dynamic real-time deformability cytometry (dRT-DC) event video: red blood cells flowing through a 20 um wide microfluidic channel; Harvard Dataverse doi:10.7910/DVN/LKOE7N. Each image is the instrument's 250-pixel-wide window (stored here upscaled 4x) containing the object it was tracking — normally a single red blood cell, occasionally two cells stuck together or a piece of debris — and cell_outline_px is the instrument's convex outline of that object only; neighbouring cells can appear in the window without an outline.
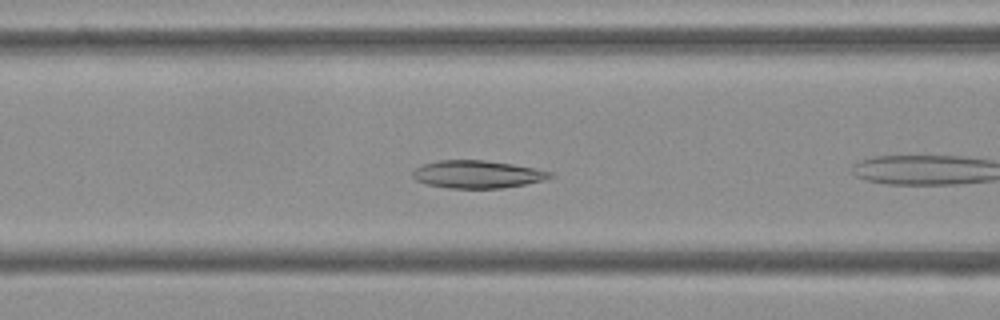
{"species": "Egyptian fruit bat (a non-hibernating species)", "species_latin": "Rousettus aegyptiacus", "temperature_condition": "cold", "stored_images_in_passage": 39, "camera_frame_rate_fps": 3000, "um_per_image_px": 0.085, "frame": {"image": 1, "passage_image": 6, "time_ms": 1.667, "image_size_px": [1000, 320], "cell_outline_px": [[556, 176], [544, 180], [524, 184], [500, 188], [448, 188], [428, 184], [416, 180], [412, 176], [412, 172], [416, 168], [424, 164], [440, 160], [484, 160], [512, 164], [552, 172]], "centroid_in_image_um": [40.58, 14.81], "position_along_channel_um": 126.0, "area_um2": 21.96}}
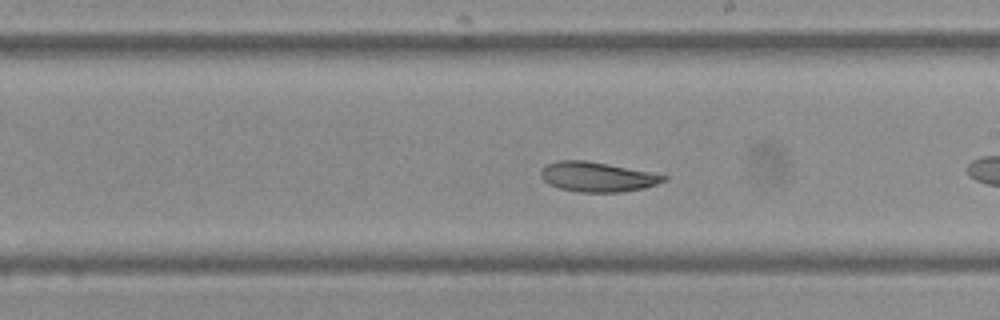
{"frame": {"image": 2, "passage_image": 15, "time_ms": 4.667, "image_size_px": [1000, 320], "cell_outline_px": [[668, 180], [644, 188], [620, 192], [580, 192], [560, 188], [548, 184], [540, 176], [540, 172], [548, 164], [560, 160], [584, 160], [608, 164], [668, 176]], "centroid_in_image_um": [50.77, 15.04], "position_along_channel_um": 238.2, "area_um2": 21.04}}
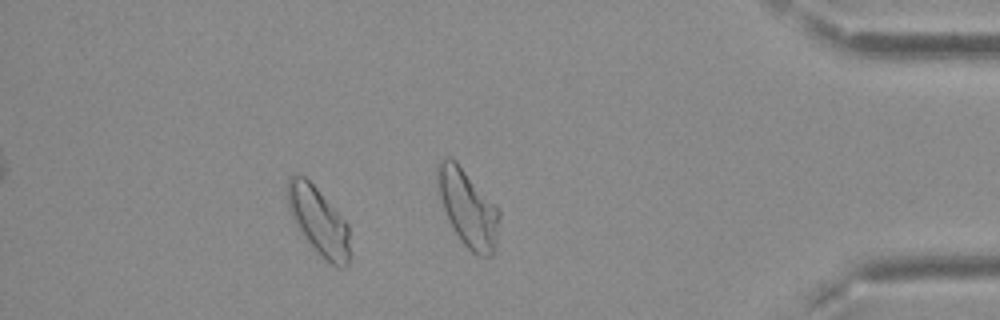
{"frame": {"image": 3, "passage_image": 33, "time_ms": 10.667, "image_size_px": [1000, 320], "cell_outline_px": [[348, 264], [344, 268], [336, 268], [316, 252], [292, 220], [288, 208], [288, 176], [296, 172], [304, 176], [316, 188], [348, 224]], "centroid_in_image_um": [27.04, 18.78], "position_along_channel_um": 408.2, "area_um2": 24.33}, "authors_computed_cell_mechanics": {"area_um2": 22.1952, "velocity_mm_per_s": 3.7418, "shape_relaxation_time_tau1_ms": 6.4798, "shape_relaxation_time_tau2_ms": 4.1722, "deformation_change_tau1": 0.1094, "deformation_change_tau2": 0.0712}}